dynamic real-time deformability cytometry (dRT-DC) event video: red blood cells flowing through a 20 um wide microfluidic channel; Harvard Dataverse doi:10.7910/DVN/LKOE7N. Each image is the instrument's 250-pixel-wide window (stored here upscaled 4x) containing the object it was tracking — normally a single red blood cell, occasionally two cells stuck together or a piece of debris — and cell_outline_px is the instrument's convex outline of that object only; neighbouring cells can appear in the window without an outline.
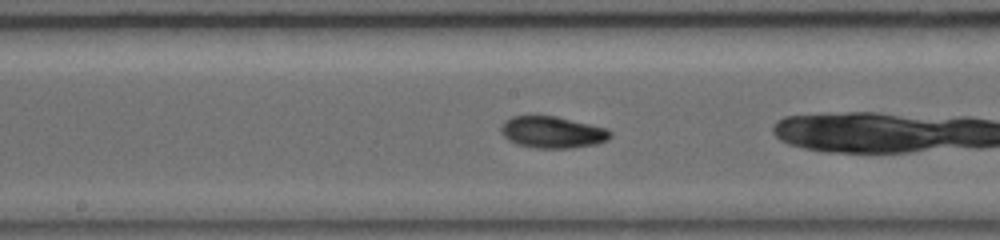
{"species": "common noctule bat (a hibernating species)", "species_latin": "Nyctalus noctula", "temperature_condition": "warm", "stored_images_in_passage": 18, "camera_frame_rate_fps": 5000, "um_per_image_px": 0.085, "animal": {"sex": "female", "body_mass_g": 19.0, "forearm_length_mm": 56.7}, "frame": {"image": 1, "passage_image": 8, "time_ms": 3.6, "image_size_px": [1000, 240], "cell_outline_px": [[612, 136], [608, 140], [596, 144], [572, 148], [532, 148], [516, 144], [508, 140], [500, 132], [500, 128], [504, 120], [512, 116], [556, 116], [608, 128], [612, 132]], "centroid_in_image_um": [46.96, 11.24], "position_along_channel_um": 201.2, "area_um2": 20.46}}
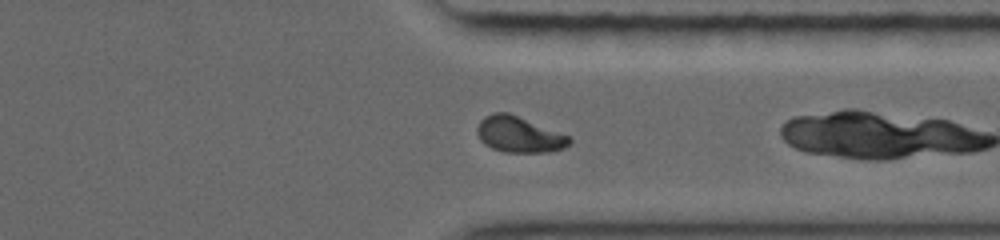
{"frame": {"image": 2, "passage_image": 16, "time_ms": 7.6, "image_size_px": [1000, 240], "cell_outline_px": [[572, 144], [564, 148], [552, 152], [504, 152], [492, 148], [484, 144], [480, 140], [476, 132], [476, 128], [480, 120], [484, 116], [492, 112], [508, 112], [568, 136], [572, 140]], "centroid_in_image_um": [44.09, 11.44], "position_along_channel_um": 367.3, "area_um2": 19.36}}